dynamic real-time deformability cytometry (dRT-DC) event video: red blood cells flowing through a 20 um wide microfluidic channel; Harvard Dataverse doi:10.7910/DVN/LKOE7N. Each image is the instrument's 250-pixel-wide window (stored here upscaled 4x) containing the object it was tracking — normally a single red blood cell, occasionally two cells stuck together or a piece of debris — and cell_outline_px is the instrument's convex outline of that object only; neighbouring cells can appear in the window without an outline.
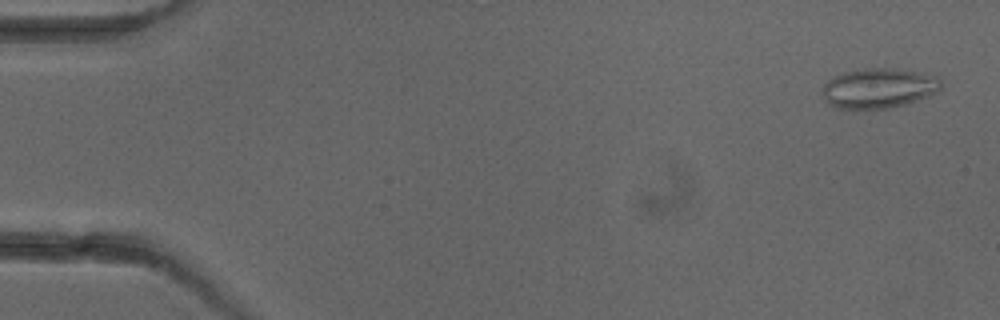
{"species": "common noctule bat (a hibernating species)", "species_latin": "Nyctalus noctula", "temperature_condition": "cold", "stored_images_in_passage": 5, "camera_frame_rate_fps": 3000, "um_per_image_px": 0.085, "animal": {"sex": "female"}, "frame": {"image": 1, "passage_image": 1, "time_ms": 0.0, "image_size_px": [1000, 320], "cell_outline_px": [[940, 88], [936, 92], [928, 96], [904, 104], [888, 108], [836, 108], [824, 100], [824, 84], [832, 76], [844, 72], [864, 68], [892, 68], [940, 76]], "centroid_in_image_um": [74.68, 7.48], "position_along_channel_um": 10.3, "area_um2": 27.34}}